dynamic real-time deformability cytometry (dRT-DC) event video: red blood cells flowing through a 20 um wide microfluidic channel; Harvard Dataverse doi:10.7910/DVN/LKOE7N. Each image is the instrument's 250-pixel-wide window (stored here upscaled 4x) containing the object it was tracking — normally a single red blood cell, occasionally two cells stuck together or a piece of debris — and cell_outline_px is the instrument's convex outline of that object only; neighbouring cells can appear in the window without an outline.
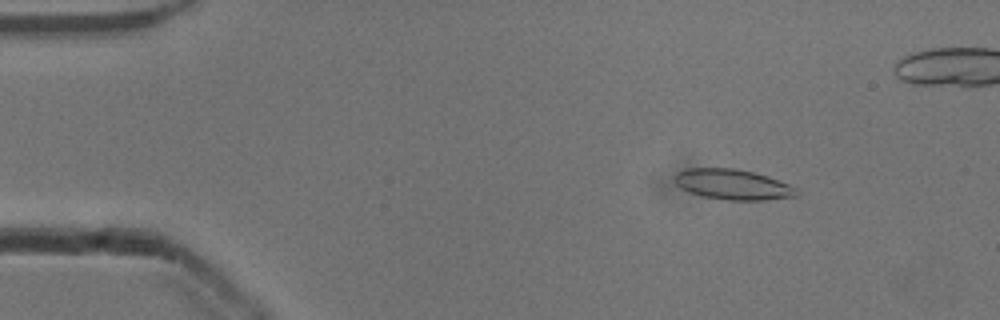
{"species": "common noctule bat (a hibernating species)", "species_latin": "Nyctalus noctula", "temperature_condition": "cold", "stored_images_in_passage": 53, "camera_frame_rate_fps": 3000, "um_per_image_px": 0.085, "animal": {"sex": "male", "body_mass_g": 13.3}, "frame": {"image": 1, "passage_image": 7, "time_ms": 2.0, "image_size_px": [1000, 320], "cell_outline_px": [[800, 196], [764, 200], [728, 200], [700, 196], [680, 188], [672, 180], [676, 172], [688, 168], [736, 168], [768, 176], [788, 184], [796, 188], [800, 192]], "centroid_in_image_um": [62.27, 15.68], "position_along_channel_um": 22.7, "area_um2": 21.85}}
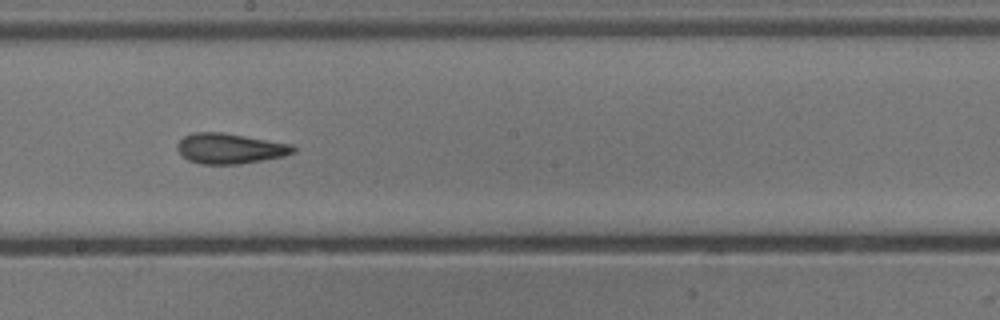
{"frame": {"image": 2, "passage_image": 29, "time_ms": 9.333, "image_size_px": [1000, 320], "cell_outline_px": [[296, 152], [284, 156], [240, 164], [200, 164], [188, 160], [176, 148], [176, 144], [184, 136], [192, 132], [224, 132], [292, 144], [296, 148]], "centroid_in_image_um": [19.55, 12.61], "position_along_channel_um": 228.7, "area_um2": 20.63}}
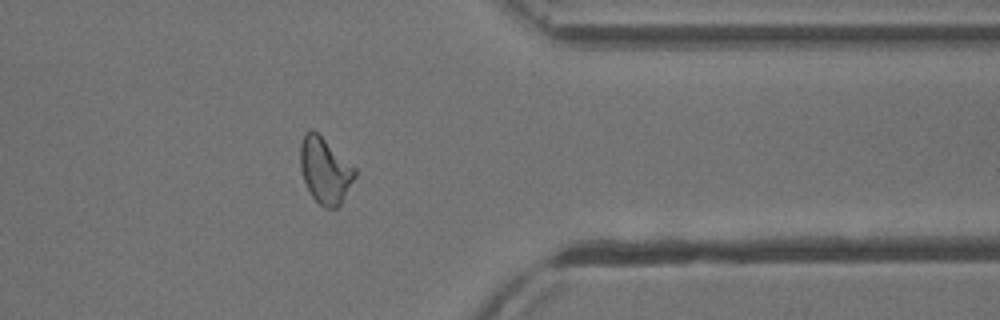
{"frame": {"image": 3, "passage_image": 42, "time_ms": 13.667, "image_size_px": [1000, 320], "cell_outline_px": [[356, 176], [340, 204], [336, 208], [324, 208], [312, 196], [304, 180], [300, 168], [300, 144], [304, 132], [312, 128], [356, 168]], "centroid_in_image_um": [27.61, 14.47], "position_along_channel_um": 383.8, "area_um2": 20.81}, "authors_computed_cell_mechanics": {"area_um2": 20.7502, "velocity_mm_per_s": 3.8834, "shape_relaxation_time_tau1_ms": 4.9567, "shape_relaxation_time_tau2_ms": 2.3268, "deformation_change_tau1": 0.164, "deformation_change_tau2": 0.1208}}